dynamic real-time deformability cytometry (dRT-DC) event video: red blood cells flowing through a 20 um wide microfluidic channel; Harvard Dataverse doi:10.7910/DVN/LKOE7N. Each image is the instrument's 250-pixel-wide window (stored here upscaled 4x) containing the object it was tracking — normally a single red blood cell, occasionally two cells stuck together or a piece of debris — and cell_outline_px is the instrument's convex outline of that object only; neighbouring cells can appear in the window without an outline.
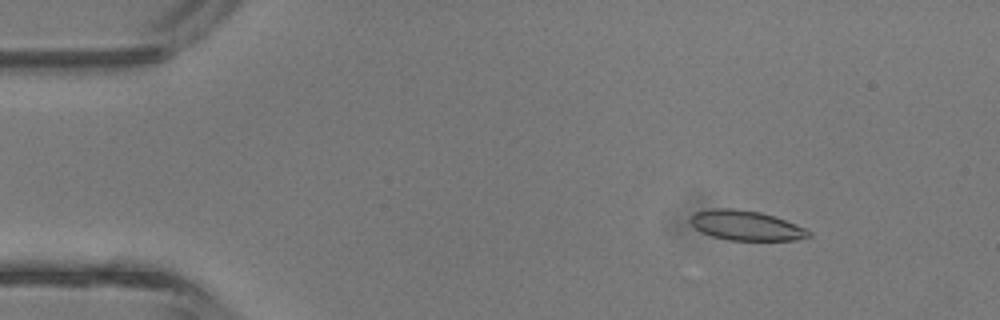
{"species": "common noctule bat (a hibernating species)", "species_latin": "Nyctalus noctula", "temperature_condition": "room temperature", "stored_images_in_passage": 41, "camera_frame_rate_fps": 3000, "um_per_image_px": 0.085, "animal": {"sex": "male", "body_mass_g": 13.3}, "frame": {"image": 1, "passage_image": 4, "time_ms": 1.0, "image_size_px": [1000, 320], "cell_outline_px": [[812, 236], [796, 240], [728, 240], [712, 236], [700, 232], [688, 220], [688, 216], [692, 212], [712, 208], [732, 208], [760, 212], [776, 216], [796, 224], [812, 232]], "centroid_in_image_um": [63.38, 19.15], "position_along_channel_um": 21.6, "area_um2": 20.87}}
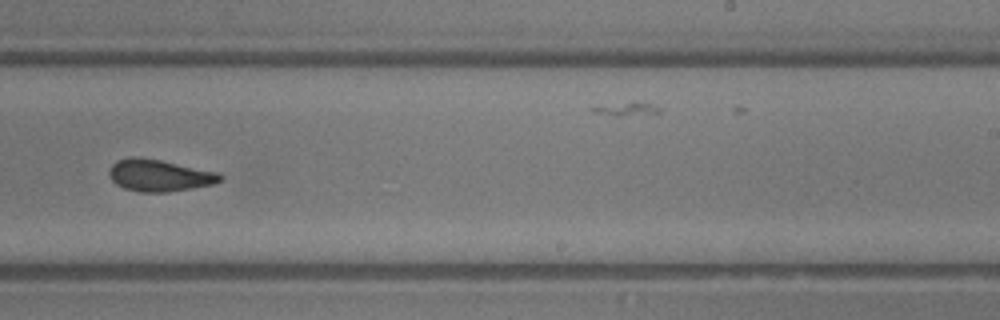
{"frame": {"image": 2, "passage_image": 25, "time_ms": 8.0, "image_size_px": [1000, 320], "cell_outline_px": [[224, 180], [212, 184], [168, 192], [140, 192], [124, 188], [116, 184], [108, 176], [108, 172], [112, 164], [116, 160], [132, 156], [136, 156], [160, 160], [220, 172], [224, 176]], "centroid_in_image_um": [13.54, 14.9], "position_along_channel_um": 275.5, "area_um2": 20.81}}
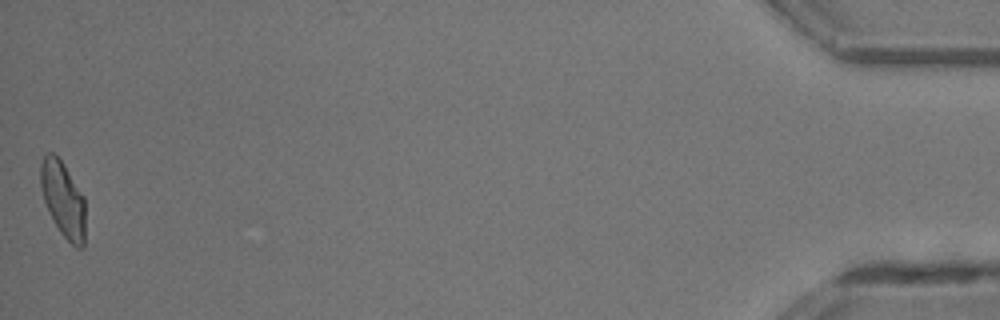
{"frame": {"image": 3, "passage_image": 41, "time_ms": 13.333, "image_size_px": [1000, 320], "cell_outline_px": [[84, 248], [76, 248], [60, 232], [48, 212], [44, 200], [40, 184], [40, 164], [44, 156], [48, 152], [52, 152], [64, 164], [84, 196]], "centroid_in_image_um": [5.35, 16.94], "position_along_channel_um": 429.8, "area_um2": 19.65}, "authors_computed_cell_mechanics": {"area_um2": 20.5768, "velocity_mm_per_s": 4.8048, "shape_relaxation_time_tau1_ms": 5.5579, "shape_relaxation_time_tau2_ms": 3.3897, "deformation_change_tau1": 0.139, "deformation_change_tau2": 0.0899}}